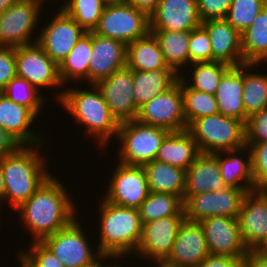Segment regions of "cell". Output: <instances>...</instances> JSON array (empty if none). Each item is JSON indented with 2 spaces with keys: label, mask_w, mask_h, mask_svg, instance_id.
<instances>
[{
  "label": "cell",
  "mask_w": 267,
  "mask_h": 267,
  "mask_svg": "<svg viewBox=\"0 0 267 267\" xmlns=\"http://www.w3.org/2000/svg\"><path fill=\"white\" fill-rule=\"evenodd\" d=\"M61 183L51 174L27 201L15 209L34 242H42L66 227L79 212L66 186Z\"/></svg>",
  "instance_id": "obj_1"
},
{
  "label": "cell",
  "mask_w": 267,
  "mask_h": 267,
  "mask_svg": "<svg viewBox=\"0 0 267 267\" xmlns=\"http://www.w3.org/2000/svg\"><path fill=\"white\" fill-rule=\"evenodd\" d=\"M44 145H21L0 159L5 185L4 203L9 202L14 209L27 201L51 175L48 158L39 152Z\"/></svg>",
  "instance_id": "obj_2"
},
{
  "label": "cell",
  "mask_w": 267,
  "mask_h": 267,
  "mask_svg": "<svg viewBox=\"0 0 267 267\" xmlns=\"http://www.w3.org/2000/svg\"><path fill=\"white\" fill-rule=\"evenodd\" d=\"M90 88H65L55 93L58 95L54 99L73 116L74 122L85 126V134L94 138L97 146L103 149L111 138L116 139L120 123L111 114L97 88L93 84Z\"/></svg>",
  "instance_id": "obj_3"
},
{
  "label": "cell",
  "mask_w": 267,
  "mask_h": 267,
  "mask_svg": "<svg viewBox=\"0 0 267 267\" xmlns=\"http://www.w3.org/2000/svg\"><path fill=\"white\" fill-rule=\"evenodd\" d=\"M99 203V243L103 256H130L138 249L142 223L138 209L115 205L104 198Z\"/></svg>",
  "instance_id": "obj_4"
},
{
  "label": "cell",
  "mask_w": 267,
  "mask_h": 267,
  "mask_svg": "<svg viewBox=\"0 0 267 267\" xmlns=\"http://www.w3.org/2000/svg\"><path fill=\"white\" fill-rule=\"evenodd\" d=\"M187 131L200 153L235 150L246 145L245 124L220 113L194 120Z\"/></svg>",
  "instance_id": "obj_5"
},
{
  "label": "cell",
  "mask_w": 267,
  "mask_h": 267,
  "mask_svg": "<svg viewBox=\"0 0 267 267\" xmlns=\"http://www.w3.org/2000/svg\"><path fill=\"white\" fill-rule=\"evenodd\" d=\"M168 133L163 128L149 126L136 119L120 123L116 137L120 142L117 162L144 166L154 161Z\"/></svg>",
  "instance_id": "obj_6"
},
{
  "label": "cell",
  "mask_w": 267,
  "mask_h": 267,
  "mask_svg": "<svg viewBox=\"0 0 267 267\" xmlns=\"http://www.w3.org/2000/svg\"><path fill=\"white\" fill-rule=\"evenodd\" d=\"M76 217L69 225L46 237L42 243L49 248L65 267H93L103 257L89 243L84 224Z\"/></svg>",
  "instance_id": "obj_7"
},
{
  "label": "cell",
  "mask_w": 267,
  "mask_h": 267,
  "mask_svg": "<svg viewBox=\"0 0 267 267\" xmlns=\"http://www.w3.org/2000/svg\"><path fill=\"white\" fill-rule=\"evenodd\" d=\"M93 32L127 45L150 33L149 15L128 3L106 6Z\"/></svg>",
  "instance_id": "obj_8"
},
{
  "label": "cell",
  "mask_w": 267,
  "mask_h": 267,
  "mask_svg": "<svg viewBox=\"0 0 267 267\" xmlns=\"http://www.w3.org/2000/svg\"><path fill=\"white\" fill-rule=\"evenodd\" d=\"M42 7L38 0H22L0 14V46L15 48L37 42L32 36L41 22Z\"/></svg>",
  "instance_id": "obj_9"
},
{
  "label": "cell",
  "mask_w": 267,
  "mask_h": 267,
  "mask_svg": "<svg viewBox=\"0 0 267 267\" xmlns=\"http://www.w3.org/2000/svg\"><path fill=\"white\" fill-rule=\"evenodd\" d=\"M136 120L169 132L187 129L183 112L182 80L178 77L170 88L142 105Z\"/></svg>",
  "instance_id": "obj_10"
},
{
  "label": "cell",
  "mask_w": 267,
  "mask_h": 267,
  "mask_svg": "<svg viewBox=\"0 0 267 267\" xmlns=\"http://www.w3.org/2000/svg\"><path fill=\"white\" fill-rule=\"evenodd\" d=\"M246 193L243 189L225 187L217 191L184 196L185 220L201 222L212 216L238 218Z\"/></svg>",
  "instance_id": "obj_11"
},
{
  "label": "cell",
  "mask_w": 267,
  "mask_h": 267,
  "mask_svg": "<svg viewBox=\"0 0 267 267\" xmlns=\"http://www.w3.org/2000/svg\"><path fill=\"white\" fill-rule=\"evenodd\" d=\"M103 198L115 205L138 209L150 193L143 166L116 163Z\"/></svg>",
  "instance_id": "obj_12"
},
{
  "label": "cell",
  "mask_w": 267,
  "mask_h": 267,
  "mask_svg": "<svg viewBox=\"0 0 267 267\" xmlns=\"http://www.w3.org/2000/svg\"><path fill=\"white\" fill-rule=\"evenodd\" d=\"M16 76L24 78L39 91L64 87L58 73V65L37 43L15 47Z\"/></svg>",
  "instance_id": "obj_13"
},
{
  "label": "cell",
  "mask_w": 267,
  "mask_h": 267,
  "mask_svg": "<svg viewBox=\"0 0 267 267\" xmlns=\"http://www.w3.org/2000/svg\"><path fill=\"white\" fill-rule=\"evenodd\" d=\"M56 12L50 22L39 31L36 40L44 52L59 65L87 32L61 8Z\"/></svg>",
  "instance_id": "obj_14"
},
{
  "label": "cell",
  "mask_w": 267,
  "mask_h": 267,
  "mask_svg": "<svg viewBox=\"0 0 267 267\" xmlns=\"http://www.w3.org/2000/svg\"><path fill=\"white\" fill-rule=\"evenodd\" d=\"M119 123L137 119L139 108L133 101V70L127 66L93 84Z\"/></svg>",
  "instance_id": "obj_15"
},
{
  "label": "cell",
  "mask_w": 267,
  "mask_h": 267,
  "mask_svg": "<svg viewBox=\"0 0 267 267\" xmlns=\"http://www.w3.org/2000/svg\"><path fill=\"white\" fill-rule=\"evenodd\" d=\"M237 219L248 251L261 250L267 243V190L247 192Z\"/></svg>",
  "instance_id": "obj_16"
},
{
  "label": "cell",
  "mask_w": 267,
  "mask_h": 267,
  "mask_svg": "<svg viewBox=\"0 0 267 267\" xmlns=\"http://www.w3.org/2000/svg\"><path fill=\"white\" fill-rule=\"evenodd\" d=\"M185 215H173L142 225V236L135 252L142 258L165 261L170 255Z\"/></svg>",
  "instance_id": "obj_17"
},
{
  "label": "cell",
  "mask_w": 267,
  "mask_h": 267,
  "mask_svg": "<svg viewBox=\"0 0 267 267\" xmlns=\"http://www.w3.org/2000/svg\"><path fill=\"white\" fill-rule=\"evenodd\" d=\"M199 223L210 255L246 257L249 253L243 243L237 218L212 216Z\"/></svg>",
  "instance_id": "obj_18"
},
{
  "label": "cell",
  "mask_w": 267,
  "mask_h": 267,
  "mask_svg": "<svg viewBox=\"0 0 267 267\" xmlns=\"http://www.w3.org/2000/svg\"><path fill=\"white\" fill-rule=\"evenodd\" d=\"M149 19L150 30L192 31L202 25L197 0H160Z\"/></svg>",
  "instance_id": "obj_19"
},
{
  "label": "cell",
  "mask_w": 267,
  "mask_h": 267,
  "mask_svg": "<svg viewBox=\"0 0 267 267\" xmlns=\"http://www.w3.org/2000/svg\"><path fill=\"white\" fill-rule=\"evenodd\" d=\"M208 255L210 253L201 224L184 220L165 261L180 267H198Z\"/></svg>",
  "instance_id": "obj_20"
},
{
  "label": "cell",
  "mask_w": 267,
  "mask_h": 267,
  "mask_svg": "<svg viewBox=\"0 0 267 267\" xmlns=\"http://www.w3.org/2000/svg\"><path fill=\"white\" fill-rule=\"evenodd\" d=\"M127 45L95 34L92 31V54L89 62L88 84L110 77L126 67Z\"/></svg>",
  "instance_id": "obj_21"
},
{
  "label": "cell",
  "mask_w": 267,
  "mask_h": 267,
  "mask_svg": "<svg viewBox=\"0 0 267 267\" xmlns=\"http://www.w3.org/2000/svg\"><path fill=\"white\" fill-rule=\"evenodd\" d=\"M37 116L27 107L16 104L0 92V126L20 145L46 144L44 134L31 129ZM44 138V139H43Z\"/></svg>",
  "instance_id": "obj_22"
},
{
  "label": "cell",
  "mask_w": 267,
  "mask_h": 267,
  "mask_svg": "<svg viewBox=\"0 0 267 267\" xmlns=\"http://www.w3.org/2000/svg\"><path fill=\"white\" fill-rule=\"evenodd\" d=\"M208 33L212 48L213 61L229 66L243 65L241 34L225 18L209 19L201 25Z\"/></svg>",
  "instance_id": "obj_23"
},
{
  "label": "cell",
  "mask_w": 267,
  "mask_h": 267,
  "mask_svg": "<svg viewBox=\"0 0 267 267\" xmlns=\"http://www.w3.org/2000/svg\"><path fill=\"white\" fill-rule=\"evenodd\" d=\"M242 153L246 154L247 157H243ZM212 154L217 158L222 180L226 187L243 189L246 192L255 190L251 170V154L247 145L235 150Z\"/></svg>",
  "instance_id": "obj_24"
},
{
  "label": "cell",
  "mask_w": 267,
  "mask_h": 267,
  "mask_svg": "<svg viewBox=\"0 0 267 267\" xmlns=\"http://www.w3.org/2000/svg\"><path fill=\"white\" fill-rule=\"evenodd\" d=\"M217 158L212 153H200L186 170L184 196L225 188Z\"/></svg>",
  "instance_id": "obj_25"
},
{
  "label": "cell",
  "mask_w": 267,
  "mask_h": 267,
  "mask_svg": "<svg viewBox=\"0 0 267 267\" xmlns=\"http://www.w3.org/2000/svg\"><path fill=\"white\" fill-rule=\"evenodd\" d=\"M243 65L231 66L222 76L215 97L220 114L235 118L245 124L242 100Z\"/></svg>",
  "instance_id": "obj_26"
},
{
  "label": "cell",
  "mask_w": 267,
  "mask_h": 267,
  "mask_svg": "<svg viewBox=\"0 0 267 267\" xmlns=\"http://www.w3.org/2000/svg\"><path fill=\"white\" fill-rule=\"evenodd\" d=\"M199 154L196 142L185 129L166 135L155 160L187 170Z\"/></svg>",
  "instance_id": "obj_27"
},
{
  "label": "cell",
  "mask_w": 267,
  "mask_h": 267,
  "mask_svg": "<svg viewBox=\"0 0 267 267\" xmlns=\"http://www.w3.org/2000/svg\"><path fill=\"white\" fill-rule=\"evenodd\" d=\"M178 75L172 69L151 71L133 70V101L140 108L158 94L166 91L177 80Z\"/></svg>",
  "instance_id": "obj_28"
},
{
  "label": "cell",
  "mask_w": 267,
  "mask_h": 267,
  "mask_svg": "<svg viewBox=\"0 0 267 267\" xmlns=\"http://www.w3.org/2000/svg\"><path fill=\"white\" fill-rule=\"evenodd\" d=\"M144 170L150 192L169 193L182 200L186 185V170L154 160L145 164Z\"/></svg>",
  "instance_id": "obj_29"
},
{
  "label": "cell",
  "mask_w": 267,
  "mask_h": 267,
  "mask_svg": "<svg viewBox=\"0 0 267 267\" xmlns=\"http://www.w3.org/2000/svg\"><path fill=\"white\" fill-rule=\"evenodd\" d=\"M126 66L137 71L171 69L166 64L160 45L152 33L127 44Z\"/></svg>",
  "instance_id": "obj_30"
},
{
  "label": "cell",
  "mask_w": 267,
  "mask_h": 267,
  "mask_svg": "<svg viewBox=\"0 0 267 267\" xmlns=\"http://www.w3.org/2000/svg\"><path fill=\"white\" fill-rule=\"evenodd\" d=\"M150 33L157 39L168 67L178 76L180 73H184V70H182L184 66L190 67V31L150 30Z\"/></svg>",
  "instance_id": "obj_31"
},
{
  "label": "cell",
  "mask_w": 267,
  "mask_h": 267,
  "mask_svg": "<svg viewBox=\"0 0 267 267\" xmlns=\"http://www.w3.org/2000/svg\"><path fill=\"white\" fill-rule=\"evenodd\" d=\"M92 54V32L85 33L67 57L58 65L61 83L67 85L71 80L88 84L89 62Z\"/></svg>",
  "instance_id": "obj_32"
},
{
  "label": "cell",
  "mask_w": 267,
  "mask_h": 267,
  "mask_svg": "<svg viewBox=\"0 0 267 267\" xmlns=\"http://www.w3.org/2000/svg\"><path fill=\"white\" fill-rule=\"evenodd\" d=\"M241 48L244 63H267V5L241 33Z\"/></svg>",
  "instance_id": "obj_33"
},
{
  "label": "cell",
  "mask_w": 267,
  "mask_h": 267,
  "mask_svg": "<svg viewBox=\"0 0 267 267\" xmlns=\"http://www.w3.org/2000/svg\"><path fill=\"white\" fill-rule=\"evenodd\" d=\"M259 65L261 64H243L242 100L245 110V123L251 115L267 108V74H262L260 71L256 72ZM252 68L255 72L252 71Z\"/></svg>",
  "instance_id": "obj_34"
},
{
  "label": "cell",
  "mask_w": 267,
  "mask_h": 267,
  "mask_svg": "<svg viewBox=\"0 0 267 267\" xmlns=\"http://www.w3.org/2000/svg\"><path fill=\"white\" fill-rule=\"evenodd\" d=\"M192 72L190 80L185 73H180L179 78L192 89L215 95L223 74L231 67L219 61L191 63ZM186 80H188L186 82ZM191 81V82H189ZM189 82V83H188Z\"/></svg>",
  "instance_id": "obj_35"
},
{
  "label": "cell",
  "mask_w": 267,
  "mask_h": 267,
  "mask_svg": "<svg viewBox=\"0 0 267 267\" xmlns=\"http://www.w3.org/2000/svg\"><path fill=\"white\" fill-rule=\"evenodd\" d=\"M142 225L173 215H185L183 200L169 193L150 192L138 208Z\"/></svg>",
  "instance_id": "obj_36"
},
{
  "label": "cell",
  "mask_w": 267,
  "mask_h": 267,
  "mask_svg": "<svg viewBox=\"0 0 267 267\" xmlns=\"http://www.w3.org/2000/svg\"><path fill=\"white\" fill-rule=\"evenodd\" d=\"M182 96L187 127L198 118L219 113L215 95L189 88L183 81Z\"/></svg>",
  "instance_id": "obj_37"
},
{
  "label": "cell",
  "mask_w": 267,
  "mask_h": 267,
  "mask_svg": "<svg viewBox=\"0 0 267 267\" xmlns=\"http://www.w3.org/2000/svg\"><path fill=\"white\" fill-rule=\"evenodd\" d=\"M1 93L16 104L29 108L36 116L45 107L47 99L45 94L18 76L10 80Z\"/></svg>",
  "instance_id": "obj_38"
},
{
  "label": "cell",
  "mask_w": 267,
  "mask_h": 267,
  "mask_svg": "<svg viewBox=\"0 0 267 267\" xmlns=\"http://www.w3.org/2000/svg\"><path fill=\"white\" fill-rule=\"evenodd\" d=\"M104 5L100 0H66L60 8L86 32L97 27Z\"/></svg>",
  "instance_id": "obj_39"
},
{
  "label": "cell",
  "mask_w": 267,
  "mask_h": 267,
  "mask_svg": "<svg viewBox=\"0 0 267 267\" xmlns=\"http://www.w3.org/2000/svg\"><path fill=\"white\" fill-rule=\"evenodd\" d=\"M266 5L267 0H232L225 20L241 34Z\"/></svg>",
  "instance_id": "obj_40"
},
{
  "label": "cell",
  "mask_w": 267,
  "mask_h": 267,
  "mask_svg": "<svg viewBox=\"0 0 267 267\" xmlns=\"http://www.w3.org/2000/svg\"><path fill=\"white\" fill-rule=\"evenodd\" d=\"M251 154V170L255 190H267V142L246 143Z\"/></svg>",
  "instance_id": "obj_41"
},
{
  "label": "cell",
  "mask_w": 267,
  "mask_h": 267,
  "mask_svg": "<svg viewBox=\"0 0 267 267\" xmlns=\"http://www.w3.org/2000/svg\"><path fill=\"white\" fill-rule=\"evenodd\" d=\"M213 61L210 38L207 31L200 26L190 31L189 64Z\"/></svg>",
  "instance_id": "obj_42"
},
{
  "label": "cell",
  "mask_w": 267,
  "mask_h": 267,
  "mask_svg": "<svg viewBox=\"0 0 267 267\" xmlns=\"http://www.w3.org/2000/svg\"><path fill=\"white\" fill-rule=\"evenodd\" d=\"M18 252L34 267H65L42 242L32 241L28 250Z\"/></svg>",
  "instance_id": "obj_43"
},
{
  "label": "cell",
  "mask_w": 267,
  "mask_h": 267,
  "mask_svg": "<svg viewBox=\"0 0 267 267\" xmlns=\"http://www.w3.org/2000/svg\"><path fill=\"white\" fill-rule=\"evenodd\" d=\"M267 142V108L251 115L245 123V143Z\"/></svg>",
  "instance_id": "obj_44"
},
{
  "label": "cell",
  "mask_w": 267,
  "mask_h": 267,
  "mask_svg": "<svg viewBox=\"0 0 267 267\" xmlns=\"http://www.w3.org/2000/svg\"><path fill=\"white\" fill-rule=\"evenodd\" d=\"M232 0H197L198 14L203 21L225 18Z\"/></svg>",
  "instance_id": "obj_45"
},
{
  "label": "cell",
  "mask_w": 267,
  "mask_h": 267,
  "mask_svg": "<svg viewBox=\"0 0 267 267\" xmlns=\"http://www.w3.org/2000/svg\"><path fill=\"white\" fill-rule=\"evenodd\" d=\"M16 76L15 48L0 46V92Z\"/></svg>",
  "instance_id": "obj_46"
},
{
  "label": "cell",
  "mask_w": 267,
  "mask_h": 267,
  "mask_svg": "<svg viewBox=\"0 0 267 267\" xmlns=\"http://www.w3.org/2000/svg\"><path fill=\"white\" fill-rule=\"evenodd\" d=\"M198 267H245V257L208 255Z\"/></svg>",
  "instance_id": "obj_47"
},
{
  "label": "cell",
  "mask_w": 267,
  "mask_h": 267,
  "mask_svg": "<svg viewBox=\"0 0 267 267\" xmlns=\"http://www.w3.org/2000/svg\"><path fill=\"white\" fill-rule=\"evenodd\" d=\"M21 145L0 126V159L12 154Z\"/></svg>",
  "instance_id": "obj_48"
},
{
  "label": "cell",
  "mask_w": 267,
  "mask_h": 267,
  "mask_svg": "<svg viewBox=\"0 0 267 267\" xmlns=\"http://www.w3.org/2000/svg\"><path fill=\"white\" fill-rule=\"evenodd\" d=\"M245 267H267V253L262 250H252L245 257Z\"/></svg>",
  "instance_id": "obj_49"
},
{
  "label": "cell",
  "mask_w": 267,
  "mask_h": 267,
  "mask_svg": "<svg viewBox=\"0 0 267 267\" xmlns=\"http://www.w3.org/2000/svg\"><path fill=\"white\" fill-rule=\"evenodd\" d=\"M160 0H126V3L150 15L158 6Z\"/></svg>",
  "instance_id": "obj_50"
},
{
  "label": "cell",
  "mask_w": 267,
  "mask_h": 267,
  "mask_svg": "<svg viewBox=\"0 0 267 267\" xmlns=\"http://www.w3.org/2000/svg\"><path fill=\"white\" fill-rule=\"evenodd\" d=\"M120 259V258H122L123 259V256H103L98 262H97V264H96V267H121V265L118 263H110L108 260L109 259ZM106 260V262L108 261V263L109 264H106V262H104ZM103 263H105V264H103Z\"/></svg>",
  "instance_id": "obj_51"
},
{
  "label": "cell",
  "mask_w": 267,
  "mask_h": 267,
  "mask_svg": "<svg viewBox=\"0 0 267 267\" xmlns=\"http://www.w3.org/2000/svg\"><path fill=\"white\" fill-rule=\"evenodd\" d=\"M22 0H0V14H2L11 5H14Z\"/></svg>",
  "instance_id": "obj_52"
},
{
  "label": "cell",
  "mask_w": 267,
  "mask_h": 267,
  "mask_svg": "<svg viewBox=\"0 0 267 267\" xmlns=\"http://www.w3.org/2000/svg\"><path fill=\"white\" fill-rule=\"evenodd\" d=\"M4 193H5V185H4V178H3V174H2V170H1V166H0V210L1 208H3L1 205H4ZM1 213V211H0Z\"/></svg>",
  "instance_id": "obj_53"
},
{
  "label": "cell",
  "mask_w": 267,
  "mask_h": 267,
  "mask_svg": "<svg viewBox=\"0 0 267 267\" xmlns=\"http://www.w3.org/2000/svg\"><path fill=\"white\" fill-rule=\"evenodd\" d=\"M101 3L106 6L122 5L126 3V0H100Z\"/></svg>",
  "instance_id": "obj_54"
},
{
  "label": "cell",
  "mask_w": 267,
  "mask_h": 267,
  "mask_svg": "<svg viewBox=\"0 0 267 267\" xmlns=\"http://www.w3.org/2000/svg\"><path fill=\"white\" fill-rule=\"evenodd\" d=\"M17 258L20 262V267H34L32 266L19 252H17Z\"/></svg>",
  "instance_id": "obj_55"
},
{
  "label": "cell",
  "mask_w": 267,
  "mask_h": 267,
  "mask_svg": "<svg viewBox=\"0 0 267 267\" xmlns=\"http://www.w3.org/2000/svg\"><path fill=\"white\" fill-rule=\"evenodd\" d=\"M156 266L158 267H180V266H175L172 264L167 263L166 261H155L153 262Z\"/></svg>",
  "instance_id": "obj_56"
},
{
  "label": "cell",
  "mask_w": 267,
  "mask_h": 267,
  "mask_svg": "<svg viewBox=\"0 0 267 267\" xmlns=\"http://www.w3.org/2000/svg\"><path fill=\"white\" fill-rule=\"evenodd\" d=\"M261 250L267 253V243Z\"/></svg>",
  "instance_id": "obj_57"
},
{
  "label": "cell",
  "mask_w": 267,
  "mask_h": 267,
  "mask_svg": "<svg viewBox=\"0 0 267 267\" xmlns=\"http://www.w3.org/2000/svg\"><path fill=\"white\" fill-rule=\"evenodd\" d=\"M38 1L42 2L43 4H44V2L47 3V0H38Z\"/></svg>",
  "instance_id": "obj_58"
}]
</instances>
